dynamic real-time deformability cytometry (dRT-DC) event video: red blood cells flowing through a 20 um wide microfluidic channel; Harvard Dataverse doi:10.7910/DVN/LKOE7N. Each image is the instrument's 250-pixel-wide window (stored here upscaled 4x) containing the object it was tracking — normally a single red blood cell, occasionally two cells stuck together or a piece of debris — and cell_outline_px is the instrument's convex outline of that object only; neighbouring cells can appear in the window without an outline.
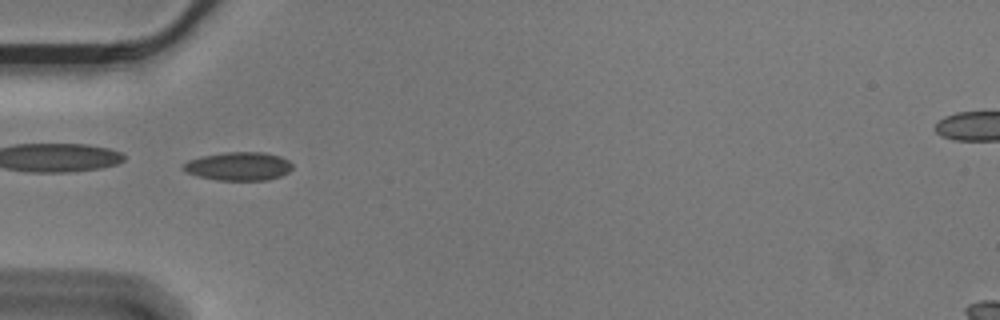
{"species": "Egyptian fruit bat (a non-hibernating species)", "species_latin": "Rousettus aegyptiacus", "temperature_condition": "cold", "stored_images_in_passage": 34, "camera_frame_rate_fps": 3000, "um_per_image_px": 0.085, "animal": {"sex": "male"}, "frame": {"image": 1, "passage_image": 1, "time_ms": 0.0, "image_size_px": [1000, 320], "cell_outline_px": [[292, 168], [288, 172], [280, 176], [268, 180], [216, 180], [200, 176], [188, 172], [180, 168], [188, 160], [200, 156], [224, 152], [264, 152], [280, 156], [288, 160], [292, 164]], "centroid_in_image_um": [20.28, 14.12], "position_along_channel_um": 64.7, "area_um2": 18.09}}
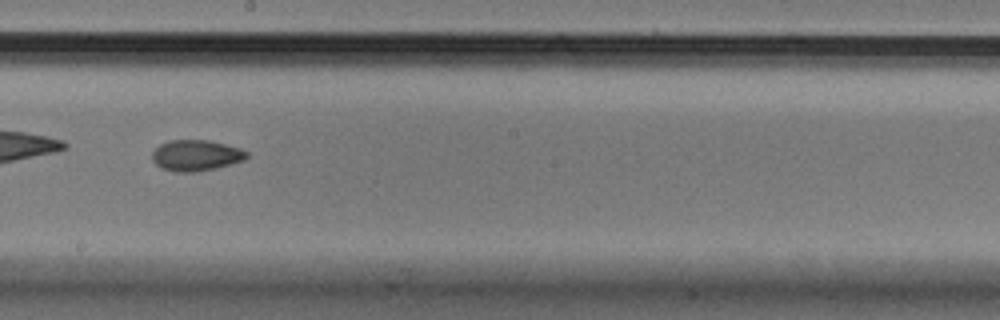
{"frame": {"image": 2, "passage_image": 15, "time_ms": 4.667, "image_size_px": [1000, 320], "cell_outline_px": [[248, 156], [244, 160], [232, 164], [216, 168], [196, 172], [176, 172], [160, 168], [152, 160], [152, 152], [160, 144], [168, 140], [208, 140], [240, 148], [248, 152]], "centroid_in_image_um": [16.65, 13.21], "position_along_channel_um": 231.6, "area_um2": 17.17}, "authors_computed_cell_mechanics": {"area_um2": 17.1666, "velocity_mm_per_s": 3.5848, "shape_relaxation_time_tau1_ms": null, "shape_relaxation_time_tau2_ms": 2.5813, "deformation_change_tau1": null, "deformation_change_tau2": 0.0766}}